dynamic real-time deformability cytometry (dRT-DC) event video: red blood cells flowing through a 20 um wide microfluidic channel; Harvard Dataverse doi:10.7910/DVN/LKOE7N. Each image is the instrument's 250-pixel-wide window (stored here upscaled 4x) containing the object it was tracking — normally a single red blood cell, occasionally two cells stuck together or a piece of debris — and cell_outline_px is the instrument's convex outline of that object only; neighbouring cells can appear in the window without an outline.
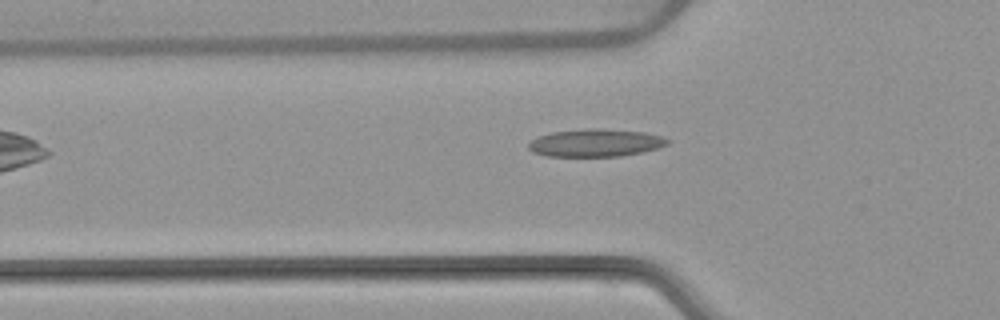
{"species": "common noctule bat (a hibernating species)", "species_latin": "Nyctalus noctula", "temperature_condition": "warm", "stored_images_in_passage": 3, "camera_frame_rate_fps": 3000, "um_per_image_px": 0.085, "animal": {"sex": "female", "body_mass_g": 22.7, "forearm_length_mm": 54.2}, "frame": {"image": 1, "passage_image": 3, "time_ms": 2.667, "image_size_px": [1000, 320], "cell_outline_px": [[672, 140], [668, 144], [656, 148], [640, 152], [620, 156], [548, 156], [532, 152], [528, 148], [528, 144], [532, 140], [540, 136], [552, 132], [588, 128], [596, 128], [644, 132], [660, 136]], "centroid_in_image_um": [50.62, 12.14], "position_along_channel_um": 75.2, "area_um2": 22.2}}